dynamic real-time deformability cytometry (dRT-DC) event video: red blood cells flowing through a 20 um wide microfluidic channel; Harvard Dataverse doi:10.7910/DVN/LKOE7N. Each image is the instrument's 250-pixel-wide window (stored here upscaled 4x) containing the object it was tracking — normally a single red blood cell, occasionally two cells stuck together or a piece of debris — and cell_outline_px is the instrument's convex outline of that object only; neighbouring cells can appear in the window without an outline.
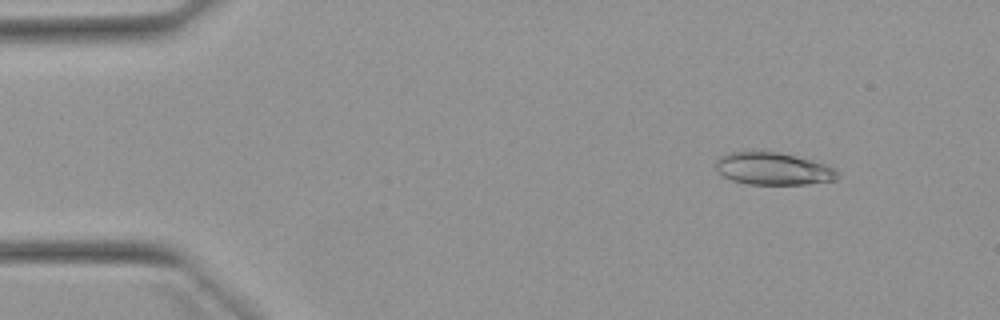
{"species": "Egyptian fruit bat (a non-hibernating species)", "species_latin": "Rousettus aegyptiacus", "temperature_condition": "warm", "stored_images_in_passage": 51, "camera_frame_rate_fps": 3000, "um_per_image_px": 0.085, "animal": {"sex": "female"}, "frame": {"image": 1, "passage_image": 5, "time_ms": 1.333, "image_size_px": [1000, 320], "cell_outline_px": [[840, 176], [836, 180], [808, 184], [748, 184], [732, 180], [724, 176], [716, 168], [716, 160], [720, 156], [728, 152], [764, 148], [812, 160], [824, 164], [840, 172]], "centroid_in_image_um": [65.7, 14.3], "position_along_channel_um": 19.3, "area_um2": 23.64}}
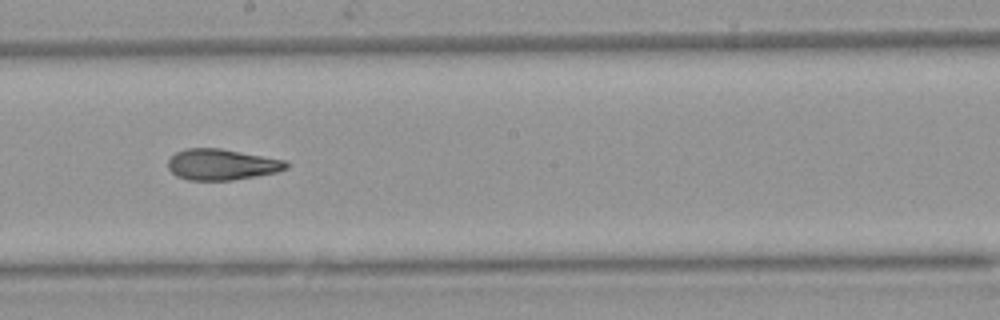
{"frame": {"image": 2, "passage_image": 28, "time_ms": 9.0, "image_size_px": [1000, 320], "cell_outline_px": [[288, 168], [276, 172], [256, 176], [232, 180], [188, 180], [176, 176], [168, 168], [168, 160], [176, 152], [184, 148], [220, 148], [288, 160]], "centroid_in_image_um": [18.86, 13.97], "position_along_channel_um": 229.3, "area_um2": 21.5}}
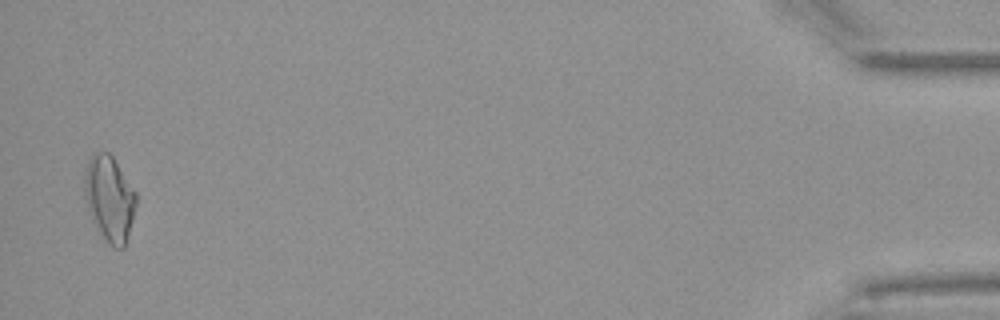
{"frame": {"image": 3, "passage_image": 50, "time_ms": 16.333, "image_size_px": [1000, 320], "cell_outline_px": [[136, 208], [124, 248], [112, 248], [104, 240], [92, 220], [88, 208], [84, 192], [84, 176], [88, 160], [96, 152], [108, 152], [112, 156], [136, 192]], "centroid_in_image_um": [9.3, 16.9], "position_along_channel_um": 425.9, "area_um2": 25.61}, "authors_computed_cell_mechanics": {"area_um2": 22.7732, "velocity_mm_per_s": 3.917, "shape_relaxation_time_tau1_ms": null, "shape_relaxation_time_tau2_ms": 3.1056, "deformation_change_tau1": null, "deformation_change_tau2": 0.113}}